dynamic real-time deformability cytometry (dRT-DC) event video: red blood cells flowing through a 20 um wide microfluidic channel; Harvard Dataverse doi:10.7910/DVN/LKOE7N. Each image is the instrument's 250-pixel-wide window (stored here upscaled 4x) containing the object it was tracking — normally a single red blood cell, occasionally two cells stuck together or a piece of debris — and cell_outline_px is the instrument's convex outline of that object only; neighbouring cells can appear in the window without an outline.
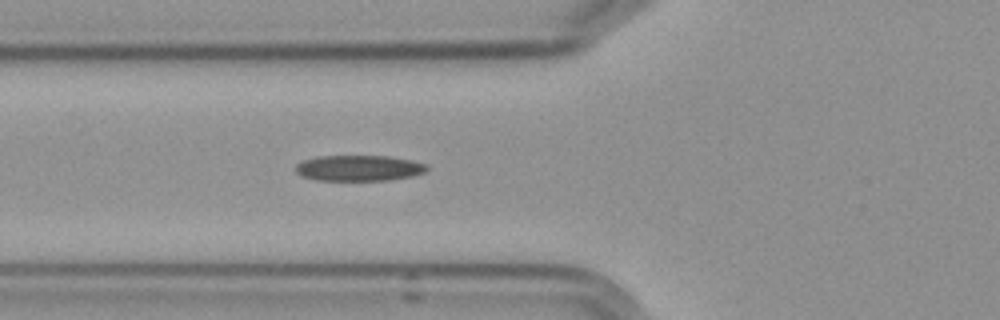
{"species": "Egyptian fruit bat (a non-hibernating species)", "species_latin": "Rousettus aegyptiacus", "temperature_condition": "cold", "stored_images_in_passage": 6, "segment_of_instrument_passage": [2, 2], "camera_frame_rate_fps": 3000, "um_per_image_px": 0.085, "frame": {"image": 1, "passage_image": 6, "time_ms": 5.667, "image_size_px": [1000, 320], "cell_outline_px": [[428, 168], [424, 172], [412, 176], [388, 180], [316, 180], [300, 176], [296, 172], [296, 164], [304, 160], [316, 156], [388, 156], [412, 160], [428, 164]], "centroid_in_image_um": [30.5, 14.28], "position_along_channel_um": 95.3, "area_um2": 19.77}}